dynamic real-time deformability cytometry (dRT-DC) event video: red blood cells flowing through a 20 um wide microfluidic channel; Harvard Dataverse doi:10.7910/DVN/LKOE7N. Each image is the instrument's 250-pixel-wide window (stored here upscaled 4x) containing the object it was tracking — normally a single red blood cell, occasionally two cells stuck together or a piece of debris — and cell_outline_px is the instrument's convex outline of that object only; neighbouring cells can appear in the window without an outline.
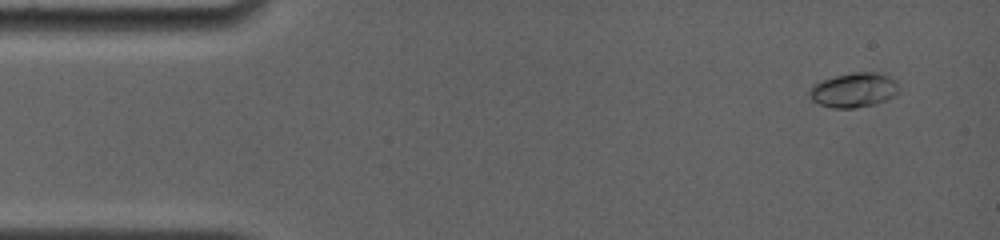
{"species": "common noctule bat (a hibernating species)", "species_latin": "Nyctalus noctula", "temperature_condition": "room temperature", "stored_images_in_passage": 22, "camera_frame_rate_fps": 4000, "um_per_image_px": 0.085, "animal": {"sex": "female", "body_mass_g": 19.0, "forearm_length_mm": 56.7}, "frame": {"image": 1, "passage_image": 2, "time_ms": 0.75, "image_size_px": [1000, 240], "cell_outline_px": [[900, 92], [876, 104], [856, 108], [832, 108], [820, 104], [812, 100], [808, 96], [808, 92], [820, 80], [836, 76], [856, 72], [880, 72], [896, 80]], "centroid_in_image_um": [72.59, 7.66], "position_along_channel_um": 12.4, "area_um2": 18.03}}
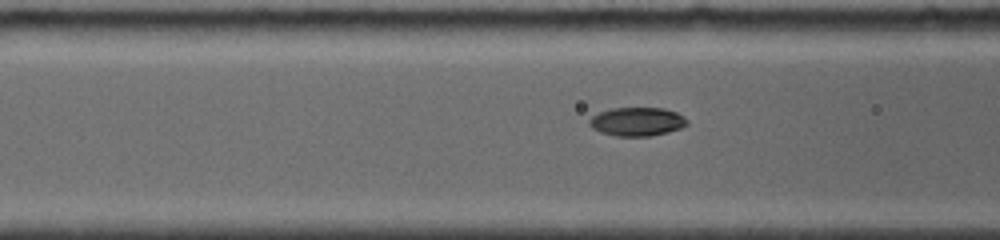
{"frame": {"image": 2, "passage_image": 14, "time_ms": 6.0, "image_size_px": [1000, 240], "cell_outline_px": [[688, 124], [680, 128], [668, 132], [652, 136], [616, 136], [600, 132], [592, 128], [588, 124], [588, 120], [592, 116], [600, 112], [612, 108], [664, 108], [676, 112], [684, 116], [688, 120]], "centroid_in_image_um": [54.15, 10.34], "position_along_channel_um": 112.4, "area_um2": 16.42}}
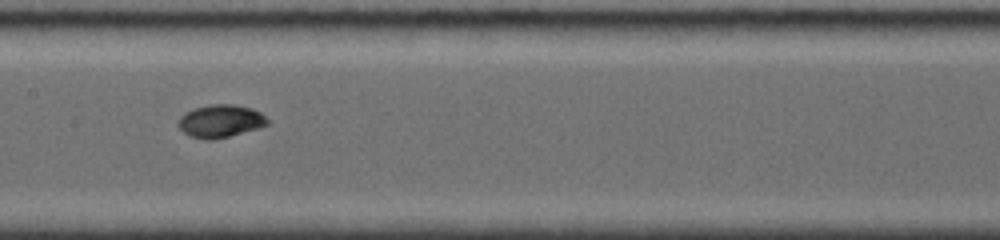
{"frame": {"image": 3, "passage_image": 19, "time_ms": 8.0, "image_size_px": [1000, 240], "cell_outline_px": [[268, 124], [256, 128], [228, 136], [212, 140], [204, 140], [188, 136], [176, 124], [176, 120], [184, 112], [192, 108], [208, 104], [236, 104], [252, 108], [260, 112], [268, 120]], "centroid_in_image_um": [18.66, 10.27], "position_along_channel_um": 188.7, "area_um2": 17.22}}